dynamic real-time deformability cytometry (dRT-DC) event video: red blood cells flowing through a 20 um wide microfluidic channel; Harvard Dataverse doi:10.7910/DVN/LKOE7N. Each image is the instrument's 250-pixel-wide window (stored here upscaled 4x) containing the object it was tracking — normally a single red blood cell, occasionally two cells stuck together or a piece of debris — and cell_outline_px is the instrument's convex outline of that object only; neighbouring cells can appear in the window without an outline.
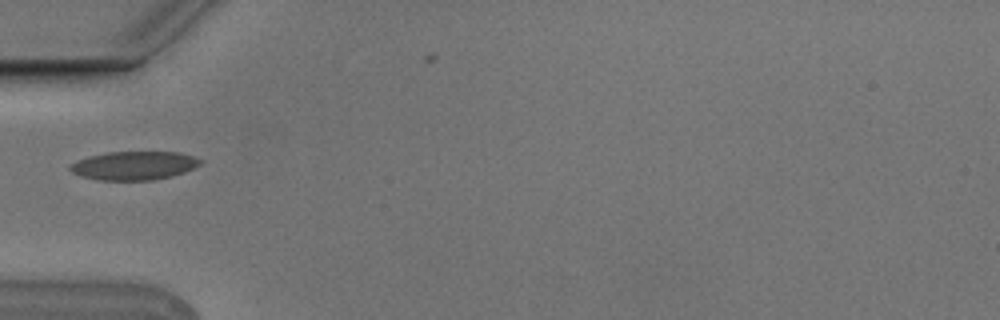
{"species": "Egyptian fruit bat (a non-hibernating species)", "species_latin": "Rousettus aegyptiacus", "temperature_condition": "cold", "stored_images_in_passage": 5, "camera_frame_rate_fps": 3000, "um_per_image_px": 0.085, "animal": {"sex": "male"}, "frame": {"image": 1, "passage_image": 3, "time_ms": 0.667, "image_size_px": [1000, 320], "cell_outline_px": [[204, 160], [200, 164], [184, 172], [172, 176], [152, 180], [100, 180], [84, 176], [72, 172], [68, 168], [76, 160], [88, 156], [108, 152], [180, 152]], "centroid_in_image_um": [11.4, 14.07], "position_along_channel_um": 73.6, "area_um2": 21.56}}